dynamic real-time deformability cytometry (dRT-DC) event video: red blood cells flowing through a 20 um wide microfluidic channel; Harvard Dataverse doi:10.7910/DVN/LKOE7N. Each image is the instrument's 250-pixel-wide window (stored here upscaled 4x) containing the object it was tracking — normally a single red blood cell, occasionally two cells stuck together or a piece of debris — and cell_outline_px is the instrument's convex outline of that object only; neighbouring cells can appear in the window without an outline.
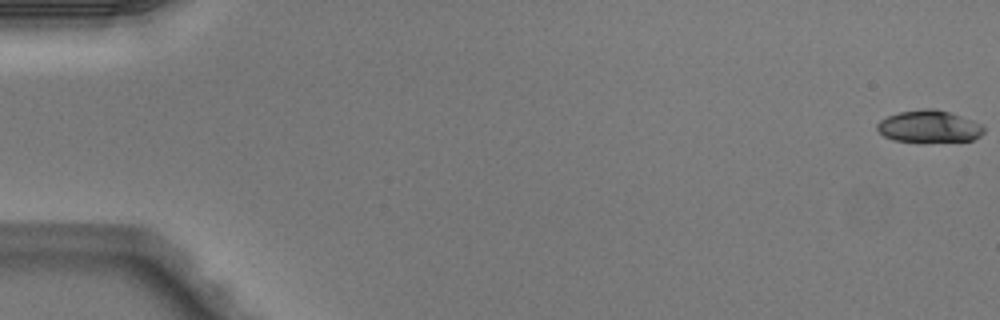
{"species": "Egyptian fruit bat (a non-hibernating species)", "species_latin": "Rousettus aegyptiacus", "temperature_condition": "warm", "stored_images_in_passage": 7, "camera_frame_rate_fps": 3000, "um_per_image_px": 0.085, "animal": {"sex": "male"}, "frame": {"image": 1, "passage_image": 1, "time_ms": 0.0, "image_size_px": [1000, 320], "cell_outline_px": [[984, 132], [980, 136], [972, 140], [896, 140], [884, 136], [876, 128], [876, 124], [880, 120], [888, 116], [900, 112], [924, 108], [936, 108], [972, 120], [980, 124], [984, 128]], "centroid_in_image_um": [78.96, 10.71], "position_along_channel_um": 6.0, "area_um2": 19.31}}
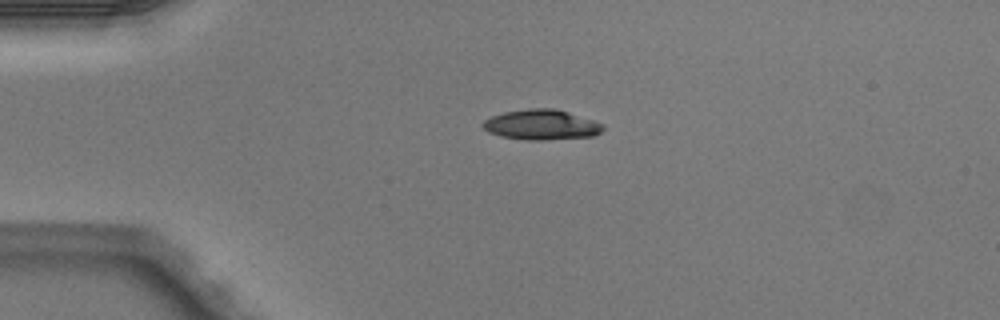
{"frame": {"image": 2, "passage_image": 4, "time_ms": 1.0, "image_size_px": [1000, 320], "cell_outline_px": [[604, 128], [600, 132], [592, 136], [544, 140], [528, 140], [500, 136], [488, 132], [480, 124], [484, 120], [492, 116], [504, 112], [532, 108], [556, 108], [604, 124]], "centroid_in_image_um": [46.0, 10.6], "position_along_channel_um": 39.0, "area_um2": 21.04}}
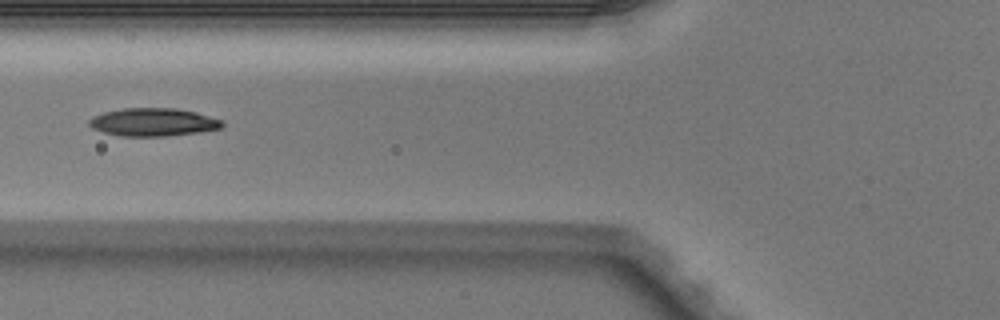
{"frame": {"image": 3, "passage_image": 6, "time_ms": 1.667, "image_size_px": [1000, 320], "cell_outline_px": [[224, 124], [220, 128], [200, 132], [168, 136], [120, 136], [104, 132], [92, 128], [88, 124], [88, 120], [92, 116], [104, 112], [124, 108], [176, 108], [196, 112], [224, 120]], "centroid_in_image_um": [13.03, 10.38], "position_along_channel_um": 112.8, "area_um2": 21.85}}